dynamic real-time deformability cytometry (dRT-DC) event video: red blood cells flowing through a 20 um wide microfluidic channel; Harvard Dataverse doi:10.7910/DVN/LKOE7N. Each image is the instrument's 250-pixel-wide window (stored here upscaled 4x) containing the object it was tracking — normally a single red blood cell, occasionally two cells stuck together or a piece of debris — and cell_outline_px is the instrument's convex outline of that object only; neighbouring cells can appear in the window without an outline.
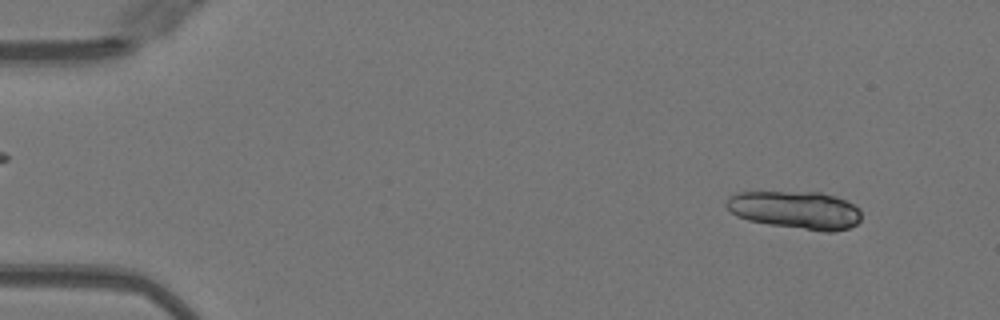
{"species": "Egyptian fruit bat (a non-hibernating species)", "species_latin": "Rousettus aegyptiacus", "temperature_condition": "warm", "stored_images_in_passage": 23, "camera_frame_rate_fps": 3000, "um_per_image_px": 0.085, "animal": {"sex": "female"}, "frame": {"image": 1, "passage_image": 5, "time_ms": 1.333, "image_size_px": [1000, 320], "cell_outline_px": [[860, 220], [856, 224], [848, 228], [832, 232], [824, 232], [768, 224], [748, 220], [736, 216], [724, 204], [728, 196], [736, 192], [820, 192], [836, 196], [852, 204], [860, 212]], "centroid_in_image_um": [67.58, 17.85], "position_along_channel_um": 17.4, "area_um2": 29.82}}
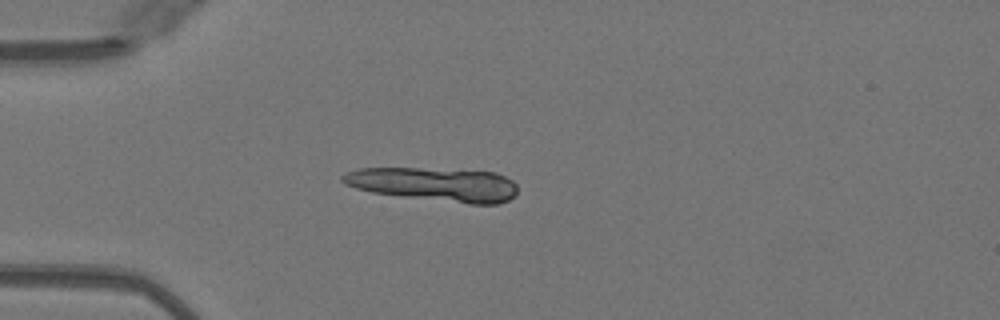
{"frame": {"image": 2, "passage_image": 14, "time_ms": 4.333, "image_size_px": [1000, 320], "cell_outline_px": [[516, 196], [508, 200], [496, 204], [468, 204], [372, 192], [356, 188], [340, 180], [340, 176], [356, 168], [416, 168], [496, 172], [512, 180], [516, 184]], "centroid_in_image_um": [36.96, 15.66], "position_along_channel_um": 48.0, "area_um2": 34.22}}